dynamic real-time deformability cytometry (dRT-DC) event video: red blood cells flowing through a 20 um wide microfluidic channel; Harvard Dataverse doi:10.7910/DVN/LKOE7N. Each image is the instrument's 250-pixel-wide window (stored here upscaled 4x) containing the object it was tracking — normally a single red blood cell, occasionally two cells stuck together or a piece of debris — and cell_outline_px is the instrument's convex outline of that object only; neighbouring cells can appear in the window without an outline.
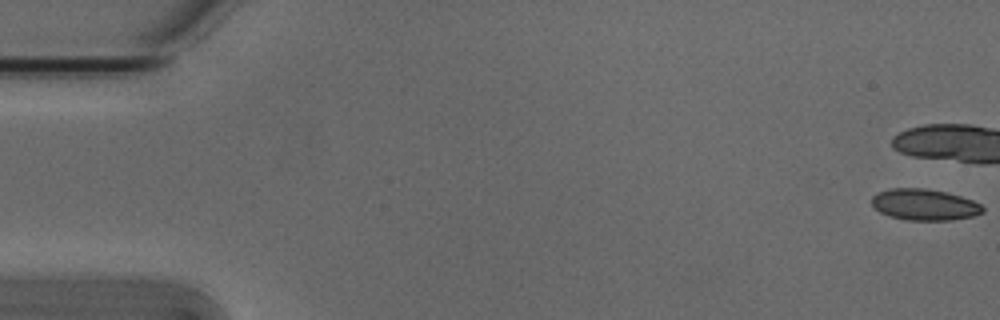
{"species": "Egyptian fruit bat (a non-hibernating species)", "species_latin": "Rousettus aegyptiacus", "temperature_condition": "cold", "stored_images_in_passage": 5, "camera_frame_rate_fps": 3000, "um_per_image_px": 0.085, "animal": {"sex": "male"}, "frame": {"image": 1, "passage_image": 1, "time_ms": 0.0, "image_size_px": [1000, 320], "cell_outline_px": [[984, 212], [976, 216], [952, 220], [908, 220], [888, 216], [872, 208], [872, 196], [876, 192], [888, 188], [924, 188], [948, 192], [972, 200], [980, 204], [984, 208]], "centroid_in_image_um": [78.56, 17.39], "position_along_channel_um": 6.4, "area_um2": 20.58}}